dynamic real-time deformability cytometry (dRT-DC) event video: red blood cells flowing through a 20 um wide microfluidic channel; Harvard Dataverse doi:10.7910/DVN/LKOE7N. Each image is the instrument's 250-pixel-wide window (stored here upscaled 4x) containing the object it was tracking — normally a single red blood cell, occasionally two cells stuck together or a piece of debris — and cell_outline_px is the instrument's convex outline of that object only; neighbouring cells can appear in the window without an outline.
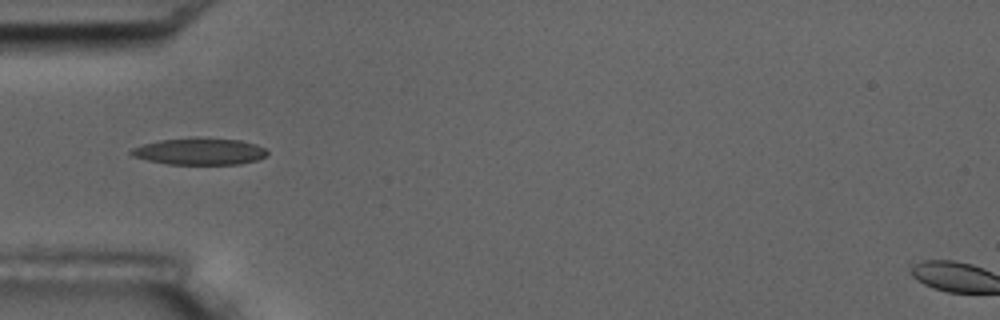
{"species": "common noctule bat (a hibernating species)", "species_latin": "Nyctalus noctula", "temperature_condition": "room temperature", "stored_images_in_passage": 38, "camera_frame_rate_fps": 3000, "um_per_image_px": 0.085, "animal": {"sex": "male", "body_mass_g": 17.5, "forearm_length_mm": 52.3}, "frame": {"image": 1, "passage_image": 6, "time_ms": 1.667, "image_size_px": [1000, 320], "cell_outline_px": [[268, 156], [256, 160], [240, 164], [168, 164], [148, 160], [132, 156], [128, 152], [132, 148], [144, 144], [160, 140], [192, 136], [196, 136], [240, 140], [256, 144], [264, 148], [268, 152]], "centroid_in_image_um": [16.97, 12.85], "position_along_channel_um": 68.0, "area_um2": 21.56}, "authors_computed_cell_mechanics": {"area_um2": 20.1144, "velocity_mm_per_s": 3.5817, "shape_relaxation_time_tau1_ms": 4.0168, "shape_relaxation_time_tau2_ms": 4.7755, "deformation_change_tau1": 0.1567, "deformation_change_tau2": 0.1292}}